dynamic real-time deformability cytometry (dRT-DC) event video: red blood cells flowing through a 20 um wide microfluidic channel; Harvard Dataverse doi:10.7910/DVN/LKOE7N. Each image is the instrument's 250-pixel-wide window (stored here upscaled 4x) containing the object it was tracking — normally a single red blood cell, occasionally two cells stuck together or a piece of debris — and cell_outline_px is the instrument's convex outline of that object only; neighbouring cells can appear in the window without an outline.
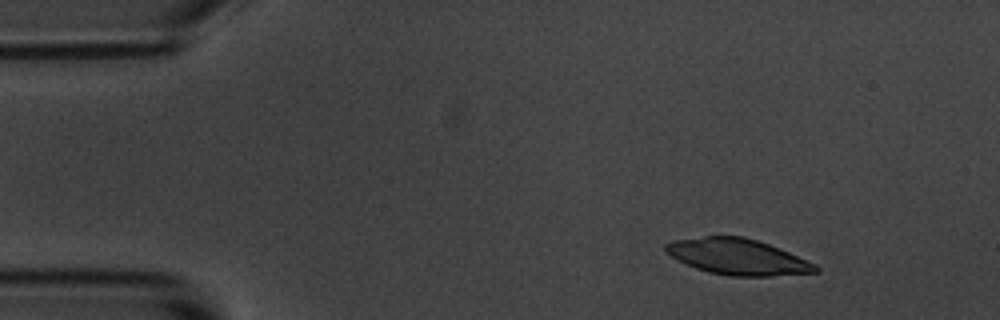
{"species": "common noctule bat (a hibernating species)", "species_latin": "Nyctalus noctula", "temperature_condition": "room temperature", "stored_images_in_passage": 3, "camera_frame_rate_fps": 3000, "um_per_image_px": 0.085, "animal": {"sex": "male", "body_mass_g": 20.1, "forearm_length_mm": 53.5}, "frame": {"image": 1, "passage_image": 1, "time_ms": 0.0, "image_size_px": [1000, 320], "cell_outline_px": [[820, 272], [772, 276], [728, 276], [708, 272], [696, 268], [664, 252], [664, 244], [672, 240], [704, 236], [744, 236], [768, 244], [788, 252], [816, 264], [820, 268]], "centroid_in_image_um": [62.7, 21.83], "position_along_channel_um": 22.3, "area_um2": 31.33}}